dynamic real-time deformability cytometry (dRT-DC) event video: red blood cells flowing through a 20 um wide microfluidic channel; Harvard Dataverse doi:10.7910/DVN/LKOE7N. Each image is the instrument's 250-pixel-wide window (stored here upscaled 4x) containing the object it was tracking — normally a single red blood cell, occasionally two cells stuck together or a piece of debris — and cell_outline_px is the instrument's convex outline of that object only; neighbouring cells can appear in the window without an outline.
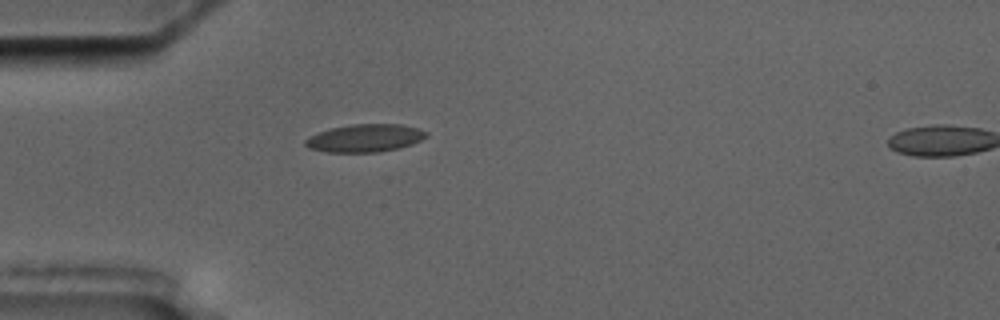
{"species": "common noctule bat (a hibernating species)", "species_latin": "Nyctalus noctula", "temperature_condition": "cold", "stored_images_in_passage": 6, "segment_of_instrument_passage": [1, 2], "camera_frame_rate_fps": 3000, "um_per_image_px": 0.085, "animal": {"sex": "male", "body_mass_g": 17.5, "forearm_length_mm": 52.3}, "frame": {"image": 1, "passage_image": 5, "time_ms": 5.667, "image_size_px": [1000, 320], "cell_outline_px": [[428, 136], [412, 144], [400, 148], [380, 152], [324, 152], [308, 148], [304, 144], [304, 140], [308, 136], [328, 128], [352, 124], [400, 124], [416, 128], [428, 132]], "centroid_in_image_um": [30.98, 11.74], "position_along_channel_um": 54.0, "area_um2": 19.83}}